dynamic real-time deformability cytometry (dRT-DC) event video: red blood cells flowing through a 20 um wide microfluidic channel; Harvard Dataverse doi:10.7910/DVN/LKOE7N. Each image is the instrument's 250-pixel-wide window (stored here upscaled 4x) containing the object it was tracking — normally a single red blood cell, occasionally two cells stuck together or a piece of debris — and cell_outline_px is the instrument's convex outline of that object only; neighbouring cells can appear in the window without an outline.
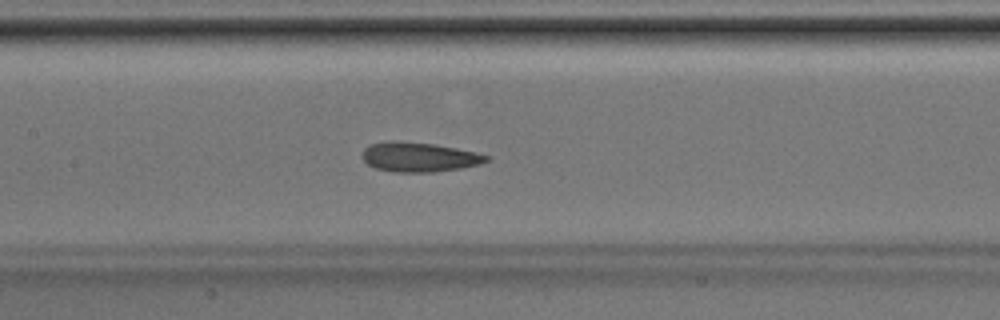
{"species": "Egyptian fruit bat (a non-hibernating species)", "species_latin": "Rousettus aegyptiacus", "temperature_condition": "room temperature", "stored_images_in_passage": 6, "segment_of_instrument_passage": [1, 2], "camera_frame_rate_fps": 3000, "um_per_image_px": 0.085, "animal": {"sex": "male"}, "frame": {"image": 1, "passage_image": 5, "time_ms": 1.333, "image_size_px": [1000, 320], "cell_outline_px": [[492, 156], [488, 160], [480, 164], [460, 168], [432, 172], [396, 172], [376, 168], [368, 164], [360, 156], [364, 148], [368, 144], [388, 140], [400, 140], [432, 144], [456, 148], [476, 152]], "centroid_in_image_um": [35.59, 13.33], "position_along_channel_um": 171.8, "area_um2": 21.56}}